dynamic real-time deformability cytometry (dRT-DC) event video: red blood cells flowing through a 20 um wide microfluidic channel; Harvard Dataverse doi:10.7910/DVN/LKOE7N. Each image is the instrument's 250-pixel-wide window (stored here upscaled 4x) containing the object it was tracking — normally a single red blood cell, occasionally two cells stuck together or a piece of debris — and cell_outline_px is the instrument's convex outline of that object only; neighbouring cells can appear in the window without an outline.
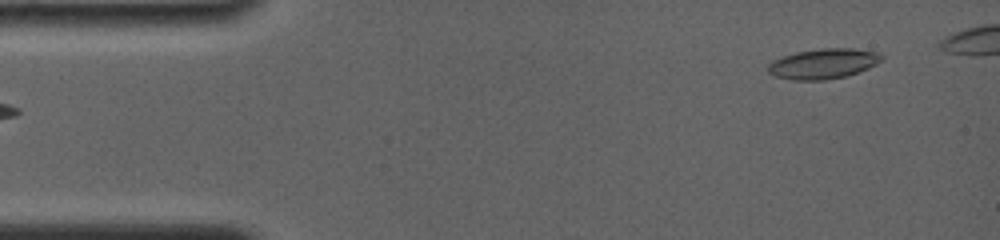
{"species": "common noctule bat (a hibernating species)", "species_latin": "Nyctalus noctula", "temperature_condition": "room temperature", "stored_images_in_passage": 26, "camera_frame_rate_fps": 4000, "um_per_image_px": 0.085, "animal": {"sex": "female", "body_mass_g": 19.0, "forearm_length_mm": 56.7}, "frame": {"image": 1, "passage_image": 3, "time_ms": 0.5, "image_size_px": [1000, 240], "cell_outline_px": [[884, 56], [876, 64], [868, 68], [848, 76], [824, 80], [792, 80], [776, 76], [768, 72], [768, 64], [772, 60], [796, 52], [824, 48], [852, 48], [876, 52]], "centroid_in_image_um": [69.97, 5.42], "position_along_channel_um": 15.0, "area_um2": 19.88}}
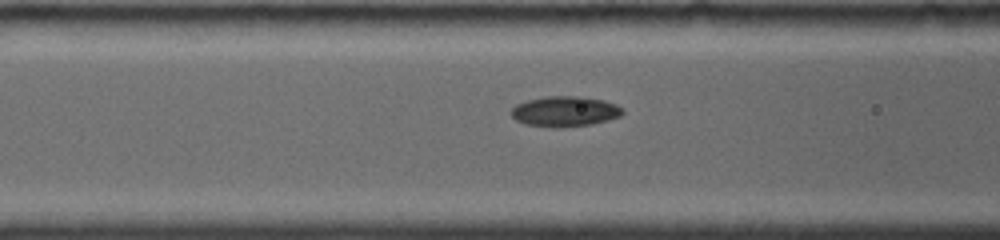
{"frame": {"image": 2, "passage_image": 20, "time_ms": 5.5, "image_size_px": [1000, 240], "cell_outline_px": [[624, 112], [620, 116], [608, 120], [592, 124], [560, 128], [556, 128], [524, 124], [516, 120], [508, 112], [516, 104], [528, 100], [544, 96], [584, 96], [604, 100], [616, 104], [624, 108]], "centroid_in_image_um": [48.01, 9.47], "position_along_channel_um": 118.6, "area_um2": 20.06}}
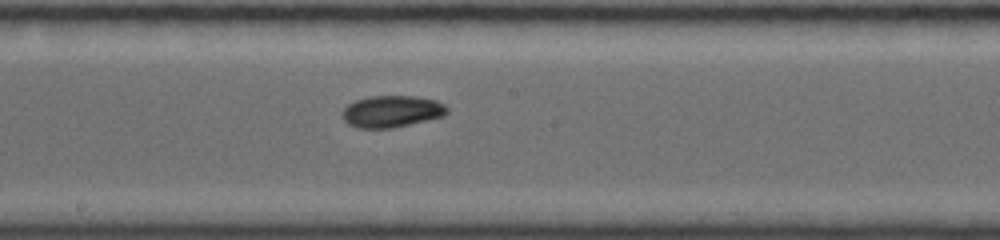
{"frame": {"image": 3, "passage_image": 26, "time_ms": 8.0, "image_size_px": [1000, 240], "cell_outline_px": [[448, 112], [444, 116], [428, 120], [392, 128], [356, 128], [348, 124], [340, 116], [340, 112], [348, 104], [356, 100], [368, 96], [416, 96], [436, 100], [444, 104], [448, 108]], "centroid_in_image_um": [33.27, 9.47], "position_along_channel_um": 214.9, "area_um2": 19.65}}